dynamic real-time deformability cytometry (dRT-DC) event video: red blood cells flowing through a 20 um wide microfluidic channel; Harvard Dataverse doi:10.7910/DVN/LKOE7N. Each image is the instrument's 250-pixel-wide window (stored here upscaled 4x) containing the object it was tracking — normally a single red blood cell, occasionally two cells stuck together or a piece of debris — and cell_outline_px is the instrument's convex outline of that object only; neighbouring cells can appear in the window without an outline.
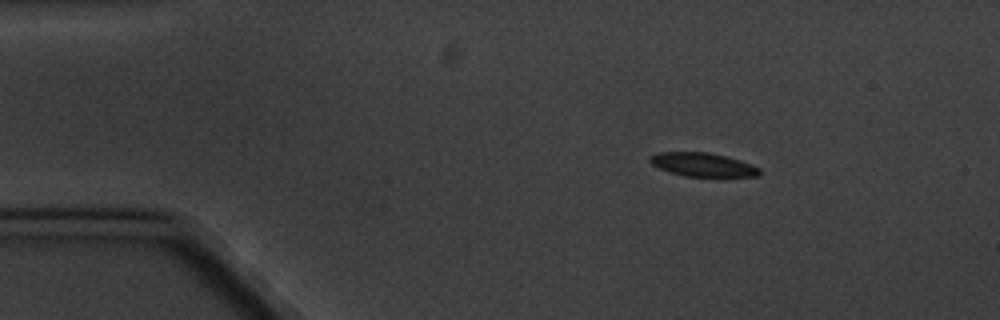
{"species": "common noctule bat (a hibernating species)", "species_latin": "Nyctalus noctula", "temperature_condition": "cold", "stored_images_in_passage": 5, "camera_frame_rate_fps": 3000, "um_per_image_px": 0.085, "animal": {"sex": "male", "body_mass_g": 20.1, "forearm_length_mm": 53.5}, "frame": {"image": 1, "passage_image": 1, "time_ms": 0.0, "image_size_px": [1000, 320], "cell_outline_px": [[760, 176], [684, 176], [668, 172], [652, 164], [648, 160], [648, 156], [660, 152], [708, 152], [740, 160], [760, 168]], "centroid_in_image_um": [59.7, 13.99], "position_along_channel_um": 25.3, "area_um2": 15.03}}
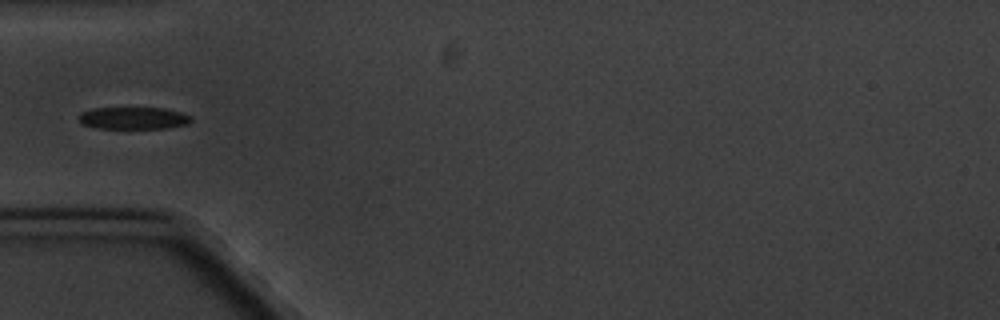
{"frame": {"image": 2, "passage_image": 3, "time_ms": 3.333, "image_size_px": [1000, 320], "cell_outline_px": [[192, 120], [188, 124], [168, 128], [96, 128], [80, 124], [76, 116], [80, 112], [92, 108], [164, 108], [180, 112], [192, 116]], "centroid_in_image_um": [11.29, 10.04], "position_along_channel_um": 73.7, "area_um2": 14.74}}